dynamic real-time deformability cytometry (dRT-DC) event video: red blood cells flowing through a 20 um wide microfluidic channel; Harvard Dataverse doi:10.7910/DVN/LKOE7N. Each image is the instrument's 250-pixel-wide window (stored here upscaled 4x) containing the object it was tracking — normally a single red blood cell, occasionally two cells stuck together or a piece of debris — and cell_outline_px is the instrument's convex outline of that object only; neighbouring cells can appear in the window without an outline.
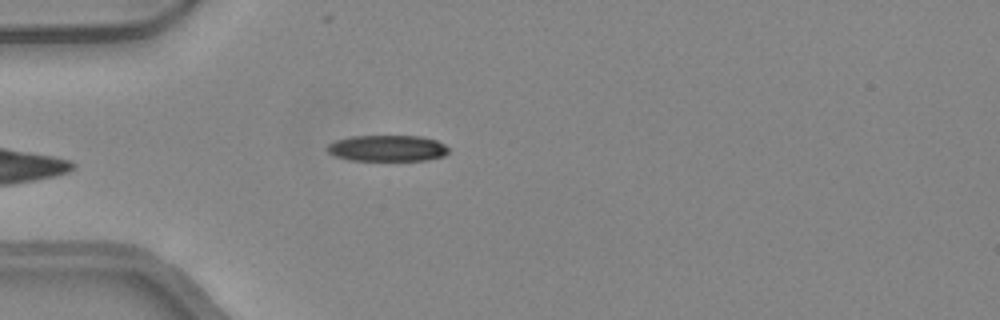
{"species": "common noctule bat (a hibernating species)", "species_latin": "Nyctalus noctula", "temperature_condition": "warm", "stored_images_in_passage": 24, "camera_frame_rate_fps": 3000, "um_per_image_px": 0.085, "animal": {"sex": "female", "body_mass_g": 24.6, "forearm_length_mm": 56.2}, "frame": {"image": 1, "passage_image": 1, "time_ms": 0.0, "image_size_px": [1000, 320], "cell_outline_px": [[448, 152], [444, 156], [424, 160], [348, 160], [336, 156], [328, 152], [324, 148], [328, 144], [336, 140], [352, 136], [420, 136], [436, 140], [444, 144], [448, 148]], "centroid_in_image_um": [32.9, 12.6], "position_along_channel_um": 52.1, "area_um2": 18.5}}
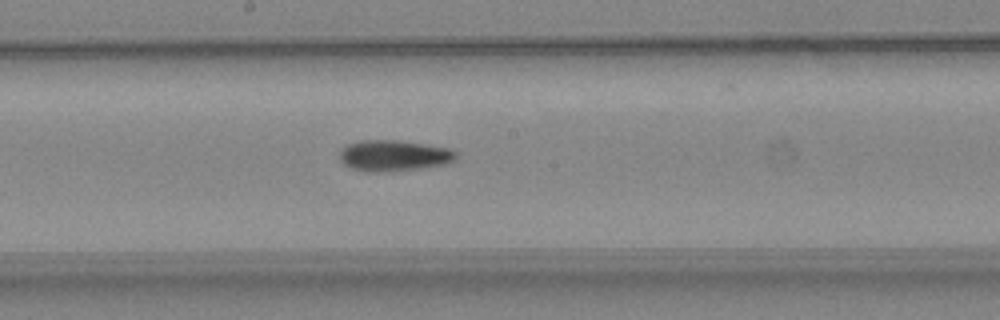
{"frame": {"image": 2, "passage_image": 13, "time_ms": 4.0, "image_size_px": [1000, 320], "cell_outline_px": [[460, 152], [456, 160], [448, 164], [392, 172], [368, 172], [352, 168], [344, 164], [340, 160], [340, 148], [348, 144], [360, 140], [400, 140], [428, 144], [452, 148]], "centroid_in_image_um": [33.55, 13.22], "position_along_channel_um": 214.7, "area_um2": 21.68}}
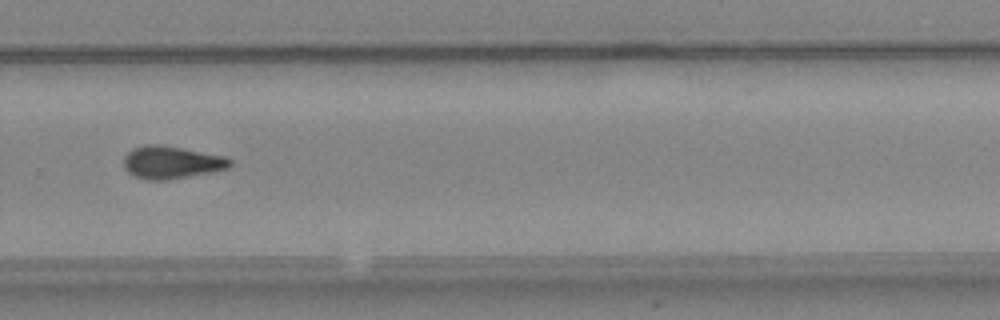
{"frame": {"image": 3, "passage_image": 20, "time_ms": 6.333, "image_size_px": [1000, 320], "cell_outline_px": [[232, 164], [228, 168], [212, 172], [168, 180], [144, 180], [132, 176], [124, 168], [124, 156], [132, 148], [144, 144], [160, 144], [184, 148], [228, 156], [232, 160]], "centroid_in_image_um": [14.58, 13.8], "position_along_channel_um": 315.2, "area_um2": 20.69}, "authors_computed_cell_mechanics": {"area_um2": 20.5479, "velocity_mm_per_s": 4.3218, "shape_relaxation_time_tau1_ms": null, "shape_relaxation_time_tau2_ms": 3.5627, "deformation_change_tau1": null, "deformation_change_tau2": 0.1048}}